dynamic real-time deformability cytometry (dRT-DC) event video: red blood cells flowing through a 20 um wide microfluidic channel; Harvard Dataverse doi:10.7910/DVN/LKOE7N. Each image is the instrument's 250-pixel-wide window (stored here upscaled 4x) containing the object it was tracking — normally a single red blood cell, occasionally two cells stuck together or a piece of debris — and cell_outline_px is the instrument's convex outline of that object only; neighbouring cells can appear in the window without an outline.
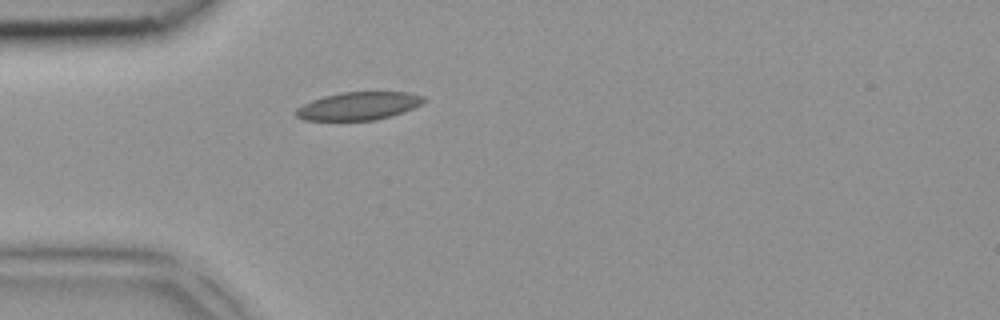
{"species": "common noctule bat (a hibernating species)", "species_latin": "Nyctalus noctula", "temperature_condition": "room temperature", "stored_images_in_passage": 1, "camera_frame_rate_fps": 3000, "um_per_image_px": 0.085, "animal": {"sex": "female", "body_mass_g": 18.4}, "frame": {"image": 1, "passage_image": 1, "time_ms": 0.0, "image_size_px": [1000, 320], "cell_outline_px": [[424, 100], [420, 104], [404, 112], [392, 116], [376, 120], [304, 120], [296, 116], [296, 108], [312, 100], [324, 96], [340, 92], [408, 92], [424, 96]], "centroid_in_image_um": [30.48, 9.01], "position_along_channel_um": 54.5, "area_um2": 20.75}}